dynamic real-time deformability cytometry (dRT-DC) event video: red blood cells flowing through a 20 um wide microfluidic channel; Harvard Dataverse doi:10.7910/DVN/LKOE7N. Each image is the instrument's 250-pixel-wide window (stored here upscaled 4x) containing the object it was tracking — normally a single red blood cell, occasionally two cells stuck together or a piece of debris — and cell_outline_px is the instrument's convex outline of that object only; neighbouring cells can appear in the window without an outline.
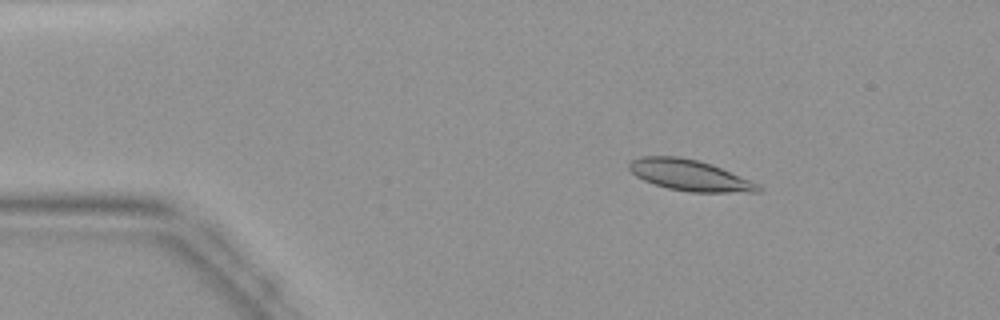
{"species": "common noctule bat (a hibernating species)", "species_latin": "Nyctalus noctula", "temperature_condition": "warm", "stored_images_in_passage": 44, "camera_frame_rate_fps": 3000, "um_per_image_px": 0.085, "animal": {"sex": "female", "body_mass_g": 19.9}, "frame": {"image": 1, "passage_image": 7, "time_ms": 2.0, "image_size_px": [1000, 320], "cell_outline_px": [[764, 188], [760, 192], [688, 192], [668, 188], [644, 180], [636, 176], [628, 168], [628, 164], [632, 160], [640, 156], [680, 156], [712, 164], [760, 184]], "centroid_in_image_um": [58.65, 14.9], "position_along_channel_um": 26.4, "area_um2": 23.35}}
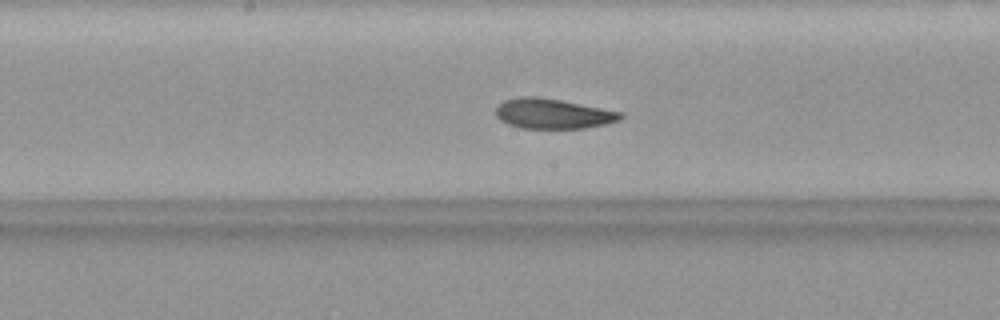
{"frame": {"image": 2, "passage_image": 23, "time_ms": 7.333, "image_size_px": [1000, 320], "cell_outline_px": [[624, 116], [620, 120], [604, 124], [584, 128], [520, 128], [508, 124], [500, 120], [496, 116], [496, 108], [504, 100], [520, 96], [536, 96], [560, 100], [624, 112]], "centroid_in_image_um": [47.0, 9.66], "position_along_channel_um": 201.2, "area_um2": 21.85}}
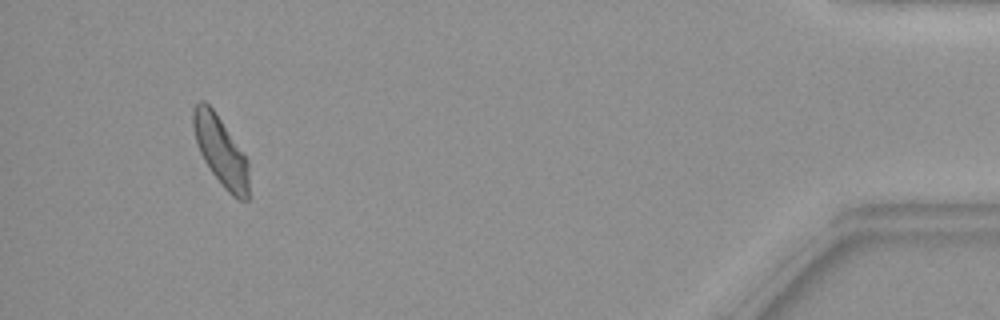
{"frame": {"image": 3, "passage_image": 42, "time_ms": 13.667, "image_size_px": [1000, 320], "cell_outline_px": [[248, 200], [240, 200], [232, 196], [224, 188], [212, 172], [204, 160], [200, 152], [192, 128], [192, 108], [200, 100], [204, 100], [212, 108], [248, 160]], "centroid_in_image_um": [18.74, 12.83], "position_along_channel_um": 416.5, "area_um2": 22.14}}